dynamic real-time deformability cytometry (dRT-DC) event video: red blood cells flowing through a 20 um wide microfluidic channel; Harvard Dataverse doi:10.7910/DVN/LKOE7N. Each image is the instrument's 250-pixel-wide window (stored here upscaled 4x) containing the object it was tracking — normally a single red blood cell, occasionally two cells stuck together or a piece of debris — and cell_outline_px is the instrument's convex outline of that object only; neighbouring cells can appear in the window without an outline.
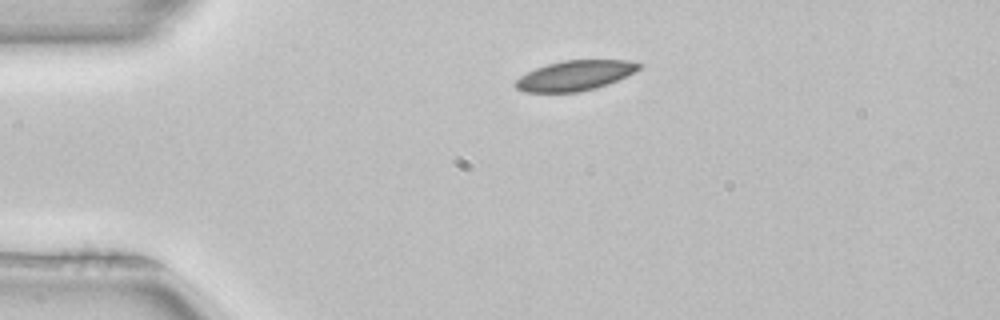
{"species": "common noctule bat (a hibernating species)", "species_latin": "Nyctalus noctula", "temperature_condition": "room temperature", "stored_images_in_passage": 42, "camera_frame_rate_fps": 3000, "um_per_image_px": 0.085, "animal": {"sex": "female", "body_mass_g": 22.7, "forearm_length_mm": 54.2}, "frame": {"image": 1, "passage_image": 1, "time_ms": 0.0, "image_size_px": [1000, 320], "cell_outline_px": [[640, 68], [608, 84], [596, 88], [580, 92], [524, 92], [516, 88], [512, 84], [520, 76], [536, 68], [548, 64], [564, 60], [628, 60], [640, 64]], "centroid_in_image_um": [48.81, 6.43], "position_along_channel_um": 36.2, "area_um2": 21.39}}
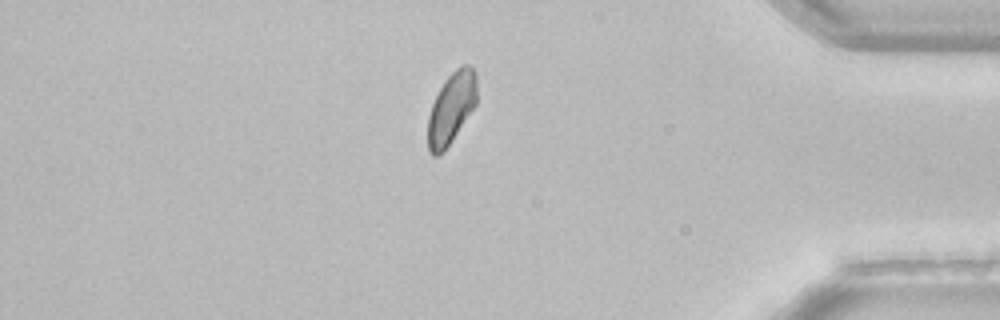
{"frame": {"image": 2, "passage_image": 34, "time_ms": 11.0, "image_size_px": [1000, 320], "cell_outline_px": [[476, 104], [444, 152], [436, 156], [432, 156], [428, 152], [428, 116], [432, 104], [444, 80], [460, 64], [468, 64], [472, 68], [476, 76]], "centroid_in_image_um": [38.35, 9.2], "position_along_channel_um": 396.9, "area_um2": 20.29}}
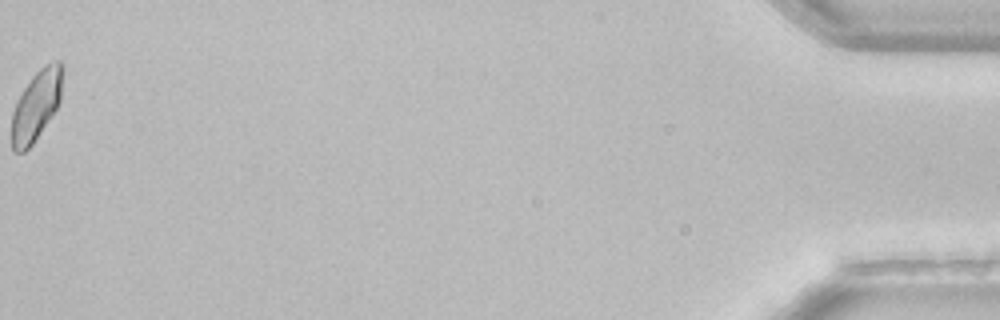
{"frame": {"image": 3, "passage_image": 42, "time_ms": 13.667, "image_size_px": [1000, 320], "cell_outline_px": [[64, 68], [60, 100], [56, 108], [32, 144], [24, 152], [12, 152], [12, 112], [16, 100], [32, 76], [40, 68], [52, 60], [60, 60], [64, 64]], "centroid_in_image_um": [3.09, 8.9], "position_along_channel_um": 432.1, "area_um2": 20.81}, "authors_computed_cell_mechanics": {"area_um2": 21.386, "velocity_mm_per_s": 3.9417, "shape_relaxation_time_tau1_ms": 2.0551, "shape_relaxation_time_tau2_ms": null, "deformation_change_tau1": 0.0732, "deformation_change_tau2": null}}